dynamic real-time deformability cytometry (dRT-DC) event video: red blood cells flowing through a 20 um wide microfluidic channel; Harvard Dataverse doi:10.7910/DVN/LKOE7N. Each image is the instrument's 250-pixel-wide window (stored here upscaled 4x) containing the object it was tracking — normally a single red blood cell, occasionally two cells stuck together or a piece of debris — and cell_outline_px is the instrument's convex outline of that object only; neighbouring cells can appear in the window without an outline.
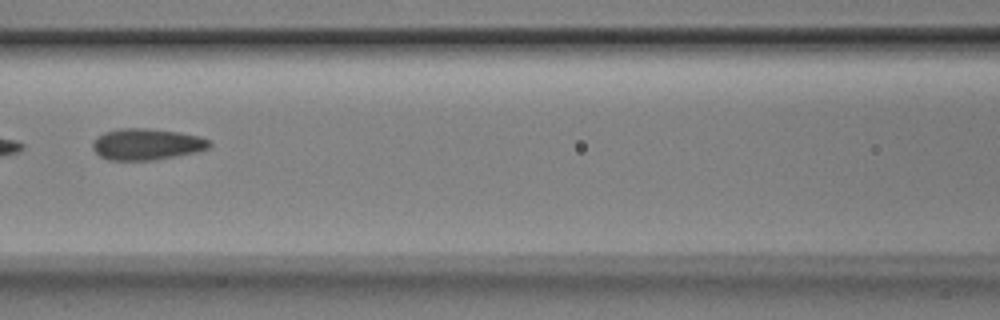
{"species": "Egyptian fruit bat (a non-hibernating species)", "species_latin": "Rousettus aegyptiacus", "temperature_condition": "room temperature", "stored_images_in_passage": 8, "camera_frame_rate_fps": 3000, "um_per_image_px": 0.085, "animal": {"sex": "male"}, "frame": {"image": 1, "passage_image": 7, "time_ms": 2.0, "image_size_px": [1000, 320], "cell_outline_px": [[212, 144], [208, 148], [196, 152], [156, 160], [108, 160], [100, 156], [92, 148], [92, 144], [104, 132], [120, 128], [144, 128], [180, 132], [200, 136], [208, 140]], "centroid_in_image_um": [12.48, 12.26], "position_along_channel_um": 154.1, "area_um2": 21.27}}
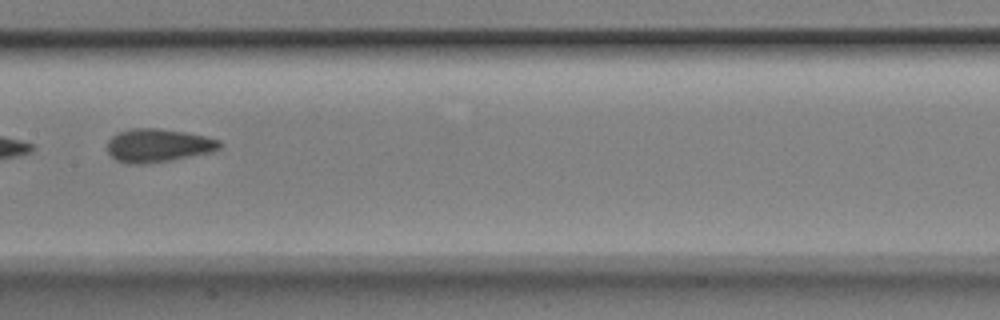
{"frame": {"image": 2, "passage_image": 8, "time_ms": 2.333, "image_size_px": [1000, 320], "cell_outline_px": [[220, 148], [212, 152], [172, 160], [144, 164], [128, 164], [116, 160], [108, 152], [108, 140], [112, 136], [120, 132], [132, 128], [156, 128], [184, 132], [204, 136], [220, 140]], "centroid_in_image_um": [13.43, 12.37], "position_along_channel_um": 194.0, "area_um2": 21.73}}